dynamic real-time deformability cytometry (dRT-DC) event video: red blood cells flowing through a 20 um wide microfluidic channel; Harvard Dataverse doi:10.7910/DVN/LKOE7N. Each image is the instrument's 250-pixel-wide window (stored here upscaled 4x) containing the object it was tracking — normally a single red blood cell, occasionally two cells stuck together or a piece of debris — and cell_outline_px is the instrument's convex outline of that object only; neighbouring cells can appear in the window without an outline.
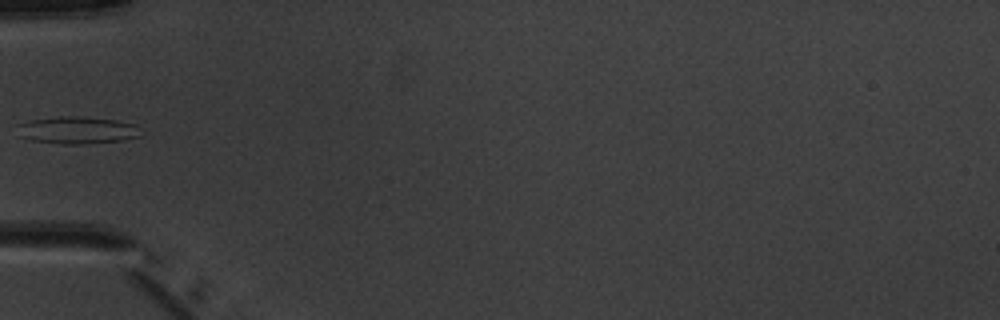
{"species": "common noctule bat (a hibernating species)", "species_latin": "Nyctalus noctula", "temperature_condition": "warm", "stored_images_in_passage": 6, "camera_frame_rate_fps": 3000, "um_per_image_px": 0.085, "animal": {"sex": "male", "body_mass_g": 20.1, "forearm_length_mm": 53.5}, "frame": {"image": 1, "passage_image": 6, "time_ms": 6.0, "image_size_px": [1000, 320], "cell_outline_px": [[144, 136], [120, 140], [84, 144], [64, 144], [32, 140], [16, 136], [16, 124], [28, 120], [60, 116], [80, 116], [116, 120], [136, 124]], "centroid_in_image_um": [6.52, 11.06], "position_along_channel_um": 78.5, "area_um2": 20.0}}